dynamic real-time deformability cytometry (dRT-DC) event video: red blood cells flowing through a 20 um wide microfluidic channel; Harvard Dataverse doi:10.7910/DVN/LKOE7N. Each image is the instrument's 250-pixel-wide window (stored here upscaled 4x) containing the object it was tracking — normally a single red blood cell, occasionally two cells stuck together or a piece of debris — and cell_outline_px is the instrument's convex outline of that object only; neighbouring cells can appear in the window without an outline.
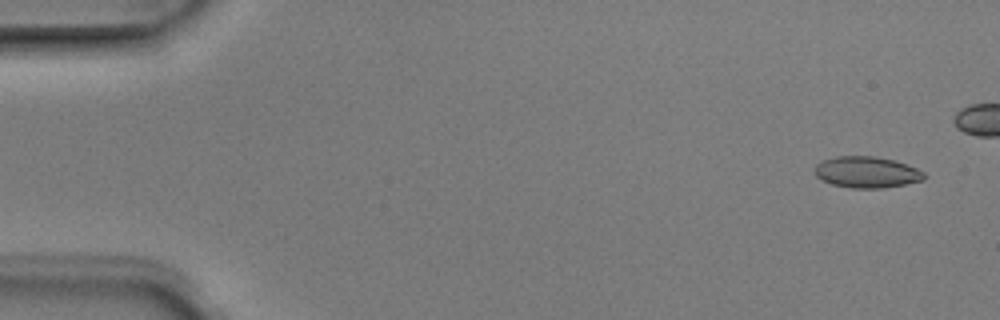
{"species": "Egyptian fruit bat (a non-hibernating species)", "species_latin": "Rousettus aegyptiacus", "temperature_condition": "room temperature", "stored_images_in_passage": 8, "segment_of_instrument_passage": [1, 2], "camera_frame_rate_fps": 3000, "um_per_image_px": 0.085, "animal": {"sex": "male"}, "frame": {"image": 1, "passage_image": 1, "time_ms": 0.0, "image_size_px": [1000, 320], "cell_outline_px": [[924, 180], [884, 188], [852, 188], [832, 184], [816, 176], [816, 164], [824, 160], [836, 156], [872, 156], [896, 160], [916, 168], [924, 172]], "centroid_in_image_um": [73.69, 14.63], "position_along_channel_um": 11.3, "area_um2": 19.77}}
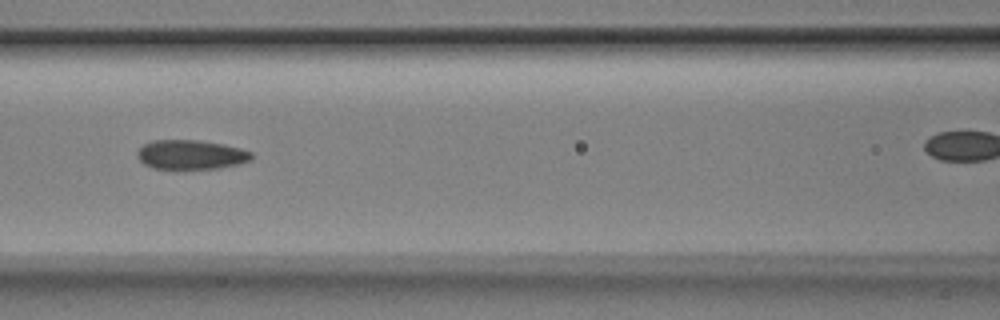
{"frame": {"image": 2, "passage_image": 7, "time_ms": 2.0, "image_size_px": [1000, 320], "cell_outline_px": [[252, 160], [240, 164], [216, 168], [152, 168], [144, 164], [136, 156], [136, 152], [144, 144], [152, 140], [200, 140], [224, 144], [240, 148], [252, 152]], "centroid_in_image_um": [16.23, 13.13], "position_along_channel_um": 150.4, "area_um2": 19.54}}